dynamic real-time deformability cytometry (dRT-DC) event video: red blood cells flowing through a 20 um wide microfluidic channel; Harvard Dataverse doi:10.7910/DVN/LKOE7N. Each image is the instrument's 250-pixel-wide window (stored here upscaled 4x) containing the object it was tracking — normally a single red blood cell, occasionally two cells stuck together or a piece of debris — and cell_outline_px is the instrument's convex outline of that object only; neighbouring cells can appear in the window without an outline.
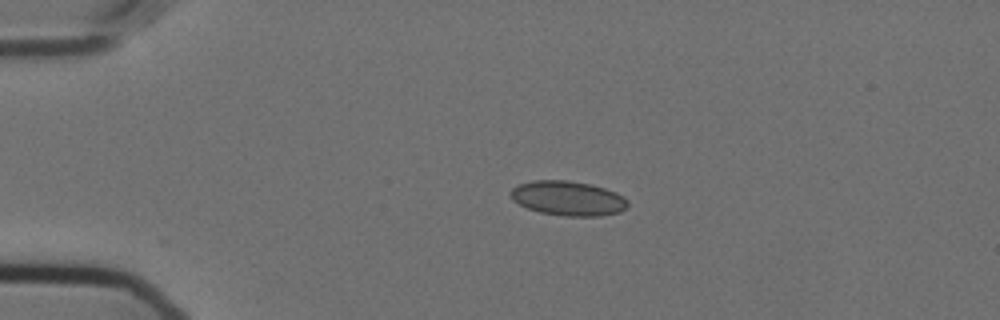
{"species": "Egyptian fruit bat (a non-hibernating species)", "species_latin": "Rousettus aegyptiacus", "temperature_condition": "cold", "stored_images_in_passage": 28, "camera_frame_rate_fps": 3000, "um_per_image_px": 0.085, "animal": {"sex": "female"}, "frame": {"image": 1, "passage_image": 1, "time_ms": 0.0, "image_size_px": [1000, 320], "cell_outline_px": [[628, 208], [620, 212], [600, 216], [564, 216], [540, 212], [528, 208], [512, 200], [512, 188], [520, 184], [532, 180], [568, 180], [592, 184], [616, 192], [624, 196], [628, 200]], "centroid_in_image_um": [48.34, 16.85], "position_along_channel_um": 36.7, "area_um2": 23.7}}
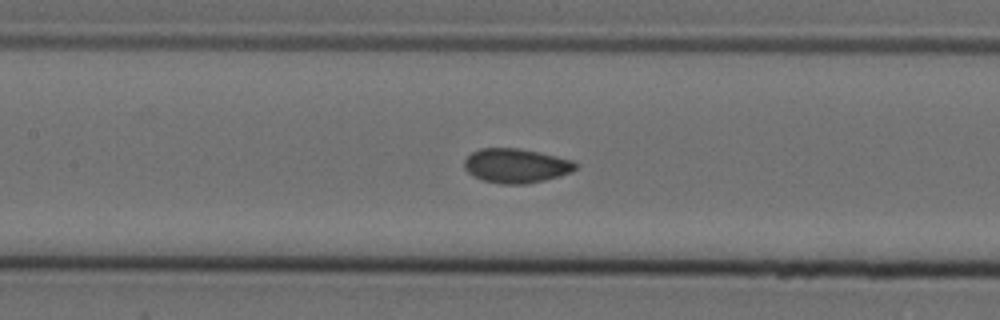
{"frame": {"image": 2, "passage_image": 15, "time_ms": 4.667, "image_size_px": [1000, 320], "cell_outline_px": [[576, 168], [572, 172], [544, 180], [524, 184], [500, 184], [484, 180], [472, 176], [464, 168], [464, 160], [472, 152], [480, 148], [516, 148], [536, 152], [572, 160], [576, 164]], "centroid_in_image_um": [43.82, 14.09], "position_along_channel_um": 163.6, "area_um2": 22.02}}
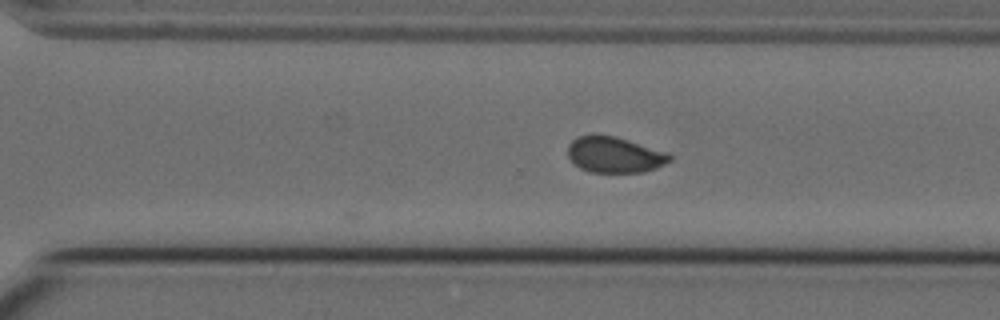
{"frame": {"image": 3, "passage_image": 28, "time_ms": 9.0, "image_size_px": [1000, 320], "cell_outline_px": [[672, 160], [656, 168], [644, 172], [588, 172], [572, 164], [568, 156], [568, 144], [576, 136], [616, 136], [668, 152], [672, 156]], "centroid_in_image_um": [52.23, 13.17], "position_along_channel_um": 318.4, "area_um2": 21.39}}